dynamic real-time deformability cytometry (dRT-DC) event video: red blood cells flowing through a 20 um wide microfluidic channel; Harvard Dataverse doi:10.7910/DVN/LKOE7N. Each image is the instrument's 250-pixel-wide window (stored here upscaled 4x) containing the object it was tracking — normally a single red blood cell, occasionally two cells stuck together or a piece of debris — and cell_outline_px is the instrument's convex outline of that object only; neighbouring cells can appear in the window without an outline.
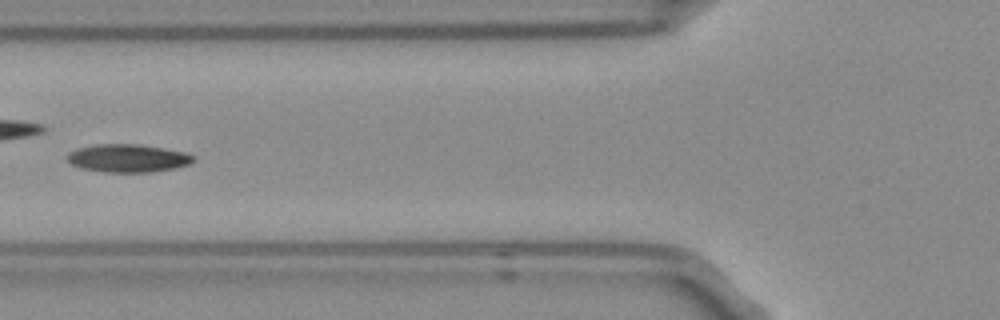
{"species": "Egyptian fruit bat (a non-hibernating species)", "species_latin": "Rousettus aegyptiacus", "temperature_condition": "room temperature", "stored_images_in_passage": 7, "camera_frame_rate_fps": 3000, "um_per_image_px": 0.085, "frame": {"image": 1, "passage_image": 6, "time_ms": 1.667, "image_size_px": [1000, 320], "cell_outline_px": [[196, 160], [188, 164], [176, 168], [152, 172], [108, 172], [84, 168], [72, 164], [64, 156], [68, 152], [76, 148], [96, 144], [140, 144], [164, 148], [184, 152], [196, 156]], "centroid_in_image_um": [10.88, 13.43], "position_along_channel_um": 114.9, "area_um2": 20.69}}